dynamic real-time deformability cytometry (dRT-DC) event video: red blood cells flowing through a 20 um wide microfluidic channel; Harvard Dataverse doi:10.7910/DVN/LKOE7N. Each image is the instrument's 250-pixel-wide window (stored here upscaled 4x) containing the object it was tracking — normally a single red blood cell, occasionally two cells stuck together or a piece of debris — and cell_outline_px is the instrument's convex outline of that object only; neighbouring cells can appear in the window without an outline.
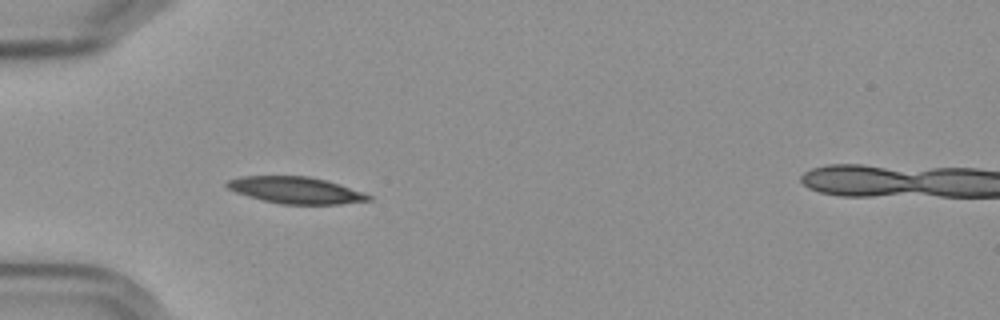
{"species": "Egyptian fruit bat (a non-hibernating species)", "species_latin": "Rousettus aegyptiacus", "temperature_condition": "cold", "stored_images_in_passage": 32, "camera_frame_rate_fps": 3000, "um_per_image_px": 0.085, "frame": {"image": 1, "passage_image": 5, "time_ms": 1.333, "image_size_px": [1000, 320], "cell_outline_px": [[372, 200], [340, 204], [280, 204], [248, 196], [236, 192], [228, 188], [224, 184], [228, 180], [240, 176], [308, 176], [328, 180], [364, 192], [372, 196]], "centroid_in_image_um": [25.16, 16.16], "position_along_channel_um": 59.8, "area_um2": 22.08}, "authors_computed_cell_mechanics": {"area_um2": 21.9351, "velocity_mm_per_s": 3.5652, "shape_relaxation_time_tau1_ms": 6.719, "shape_relaxation_time_tau2_ms": 4.0799, "deformation_change_tau1": 0.1612, "deformation_change_tau2": 0.0773}}